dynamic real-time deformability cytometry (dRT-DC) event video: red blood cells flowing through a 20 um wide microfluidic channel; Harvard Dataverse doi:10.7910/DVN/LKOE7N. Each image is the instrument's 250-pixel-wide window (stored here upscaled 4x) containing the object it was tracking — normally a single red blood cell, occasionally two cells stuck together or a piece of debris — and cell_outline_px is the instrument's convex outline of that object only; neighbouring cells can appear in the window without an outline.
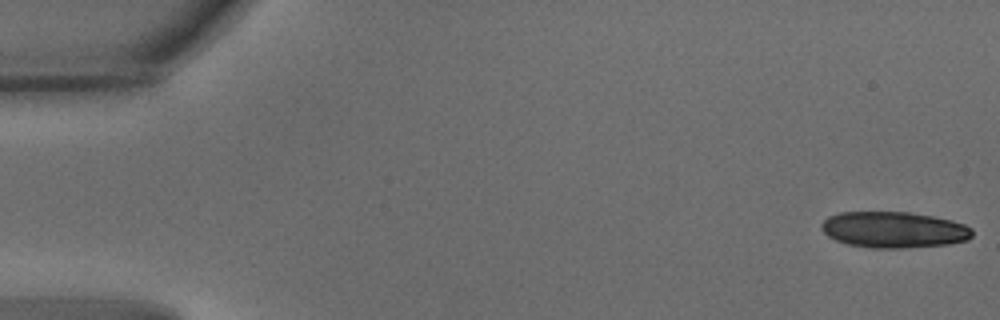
{"species": "common noctule bat (a hibernating species)", "species_latin": "Nyctalus noctula", "temperature_condition": "warm", "stored_images_in_passage": 20, "camera_frame_rate_fps": 3000, "um_per_image_px": 0.085, "animal": {"sex": "male", "body_mass_g": 15.6}, "frame": {"image": 1, "passage_image": 1, "time_ms": 0.0, "image_size_px": [1000, 320], "cell_outline_px": [[972, 236], [968, 240], [948, 244], [908, 248], [872, 248], [848, 244], [836, 240], [828, 236], [820, 228], [820, 224], [828, 216], [840, 212], [908, 212], [932, 216], [952, 220], [964, 224], [972, 228]], "centroid_in_image_um": [75.97, 19.53], "position_along_channel_um": 9.0, "area_um2": 31.91}}